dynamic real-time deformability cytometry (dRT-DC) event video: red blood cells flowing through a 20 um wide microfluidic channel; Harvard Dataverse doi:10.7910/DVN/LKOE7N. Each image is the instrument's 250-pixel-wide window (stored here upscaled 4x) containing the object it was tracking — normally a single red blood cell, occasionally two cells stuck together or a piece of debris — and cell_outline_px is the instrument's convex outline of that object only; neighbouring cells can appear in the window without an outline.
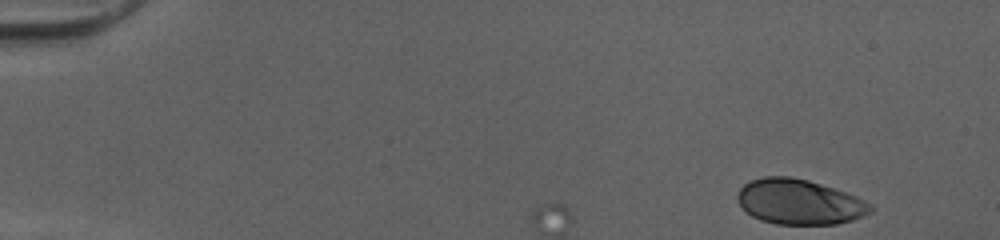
{"species": "human", "species_latin": "Homo sapiens", "temperature_condition": "cold", "stored_images_in_passage": 7, "camera_frame_rate_fps": 3000, "um_per_image_px": 0.085, "donor": {"sex": "female"}, "frame": {"image": 1, "passage_image": 1, "time_ms": 0.0, "image_size_px": [1000, 240], "cell_outline_px": [[872, 212], [864, 216], [852, 220], [836, 224], [776, 224], [760, 220], [752, 216], [736, 200], [736, 196], [740, 188], [744, 184], [752, 180], [764, 176], [788, 176], [808, 180], [856, 196], [872, 204]], "centroid_in_image_um": [67.94, 17.16], "position_along_channel_um": 17.1, "area_um2": 34.91}}